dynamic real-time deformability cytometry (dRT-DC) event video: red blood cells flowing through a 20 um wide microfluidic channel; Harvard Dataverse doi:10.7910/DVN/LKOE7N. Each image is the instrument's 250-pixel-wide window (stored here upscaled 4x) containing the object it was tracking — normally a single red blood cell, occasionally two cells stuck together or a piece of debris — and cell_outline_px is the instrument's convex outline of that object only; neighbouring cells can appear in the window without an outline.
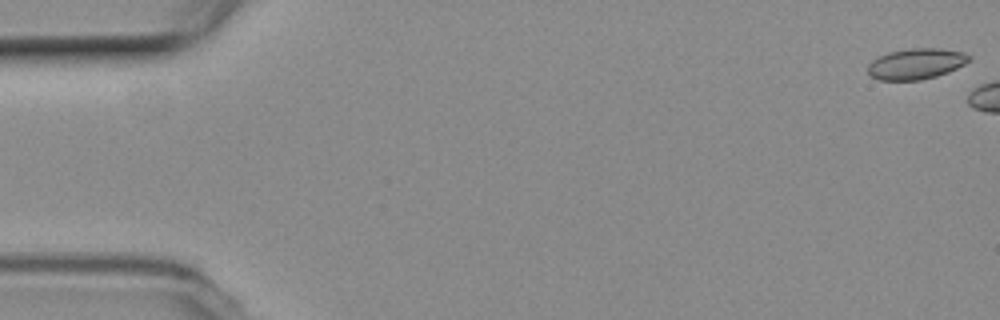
{"species": "common noctule bat (a hibernating species)", "species_latin": "Nyctalus noctula", "temperature_condition": "room temperature", "stored_images_in_passage": 9, "camera_frame_rate_fps": 3000, "um_per_image_px": 0.085, "animal": {"sex": "female", "body_mass_g": 19.3, "forearm_length_mm": 54.1}, "frame": {"image": 1, "passage_image": 1, "time_ms": 0.0, "image_size_px": [1000, 320], "cell_outline_px": [[972, 56], [964, 64], [948, 72], [936, 76], [920, 80], [876, 80], [868, 72], [868, 64], [872, 60], [888, 52], [912, 48], [940, 48], [964, 52]], "centroid_in_image_um": [77.86, 5.42], "position_along_channel_um": 7.1, "area_um2": 18.15}}